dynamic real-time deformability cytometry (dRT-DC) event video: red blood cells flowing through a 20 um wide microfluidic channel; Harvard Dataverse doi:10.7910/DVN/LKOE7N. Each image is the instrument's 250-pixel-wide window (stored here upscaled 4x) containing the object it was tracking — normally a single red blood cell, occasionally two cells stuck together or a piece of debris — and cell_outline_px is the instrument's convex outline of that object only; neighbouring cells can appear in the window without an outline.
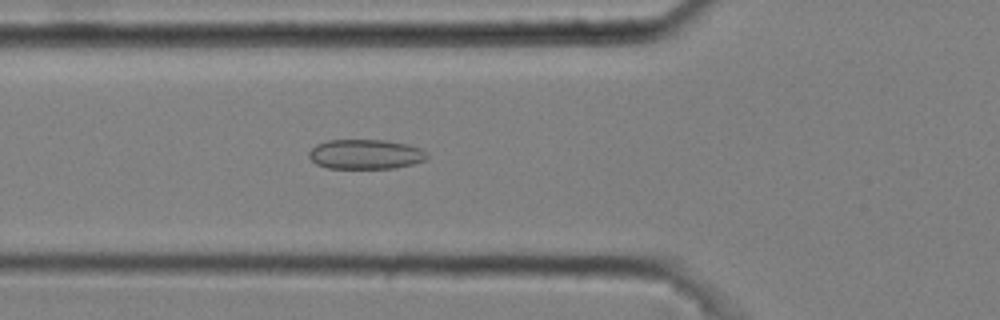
{"species": "common noctule bat (a hibernating species)", "species_latin": "Nyctalus noctula", "temperature_condition": "cold", "stored_images_in_passage": 6, "camera_frame_rate_fps": 3000, "um_per_image_px": 0.085, "animal": {"sex": "male", "body_mass_g": 20.4}, "frame": {"image": 1, "passage_image": 6, "time_ms": 1.667, "image_size_px": [1000, 320], "cell_outline_px": [[428, 156], [424, 160], [412, 164], [396, 168], [328, 168], [316, 164], [308, 156], [308, 152], [316, 144], [328, 140], [384, 140], [408, 144], [420, 148]], "centroid_in_image_um": [31.04, 13.11], "position_along_channel_um": 94.8, "area_um2": 20.4}}